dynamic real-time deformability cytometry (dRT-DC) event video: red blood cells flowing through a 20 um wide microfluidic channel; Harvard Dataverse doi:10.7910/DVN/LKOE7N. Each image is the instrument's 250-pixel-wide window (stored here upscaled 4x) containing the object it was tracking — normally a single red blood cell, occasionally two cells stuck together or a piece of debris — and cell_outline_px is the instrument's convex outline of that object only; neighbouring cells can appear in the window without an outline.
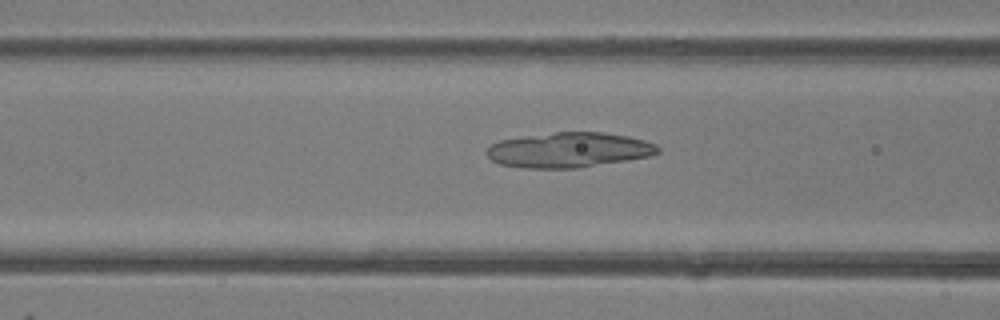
{"species": "common noctule bat (a hibernating species)", "species_latin": "Nyctalus noctula", "temperature_condition": "room temperature", "stored_images_in_passage": 47, "camera_frame_rate_fps": 3000, "um_per_image_px": 0.085, "animal": {"sex": "female"}, "frame": {"image": 1, "passage_image": 19, "time_ms": 6.0, "image_size_px": [1000, 320], "cell_outline_px": [[660, 152], [652, 156], [580, 168], [524, 168], [500, 164], [492, 160], [484, 152], [492, 144], [500, 140], [524, 136], [556, 132], [604, 132], [628, 136], [644, 140], [656, 144], [660, 148]], "centroid_in_image_um": [48.39, 12.75], "position_along_channel_um": 118.2, "area_um2": 35.14}}
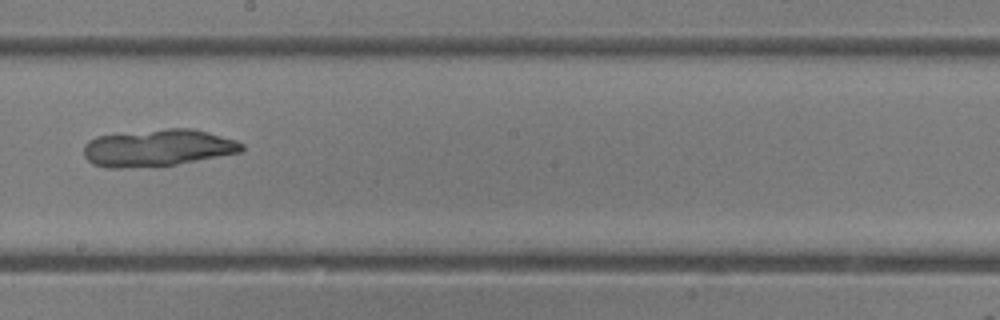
{"frame": {"image": 2, "passage_image": 27, "time_ms": 8.667, "image_size_px": [1000, 320], "cell_outline_px": [[244, 152], [176, 164], [120, 168], [104, 168], [92, 164], [84, 156], [84, 144], [88, 140], [96, 136], [168, 128], [192, 128], [208, 132], [236, 140], [244, 144]], "centroid_in_image_um": [13.42, 12.56], "position_along_channel_um": 234.8, "area_um2": 34.16}}
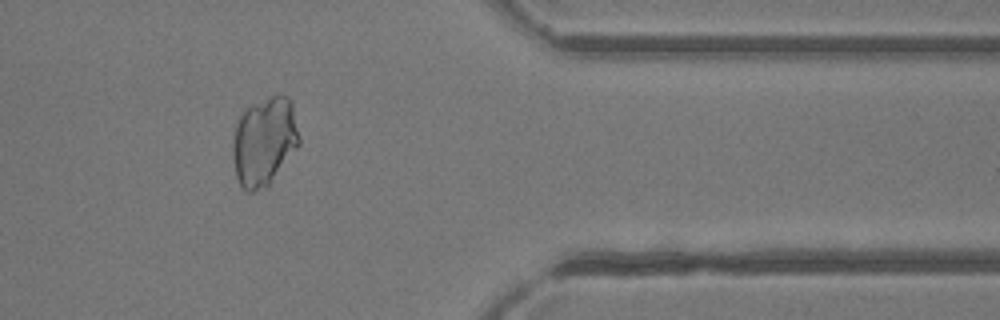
{"frame": {"image": 3, "passage_image": 39, "time_ms": 12.667, "image_size_px": [1000, 320], "cell_outline_px": [[300, 144], [268, 188], [252, 192], [248, 192], [240, 188], [236, 176], [232, 156], [232, 140], [236, 120], [244, 108], [280, 92], [288, 96], [292, 104], [300, 140]], "centroid_in_image_um": [22.44, 12.04], "position_along_channel_um": 389.0, "area_um2": 35.2}}